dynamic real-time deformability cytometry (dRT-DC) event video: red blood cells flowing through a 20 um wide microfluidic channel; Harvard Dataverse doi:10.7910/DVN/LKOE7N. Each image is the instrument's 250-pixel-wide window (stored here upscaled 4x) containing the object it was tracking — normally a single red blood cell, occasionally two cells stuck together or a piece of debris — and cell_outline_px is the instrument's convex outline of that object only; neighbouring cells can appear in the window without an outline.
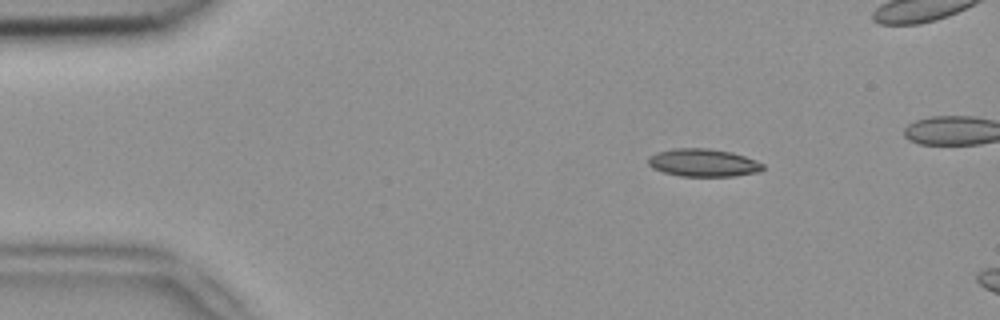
{"species": "common noctule bat (a hibernating species)", "species_latin": "Nyctalus noctula", "temperature_condition": "room temperature", "stored_images_in_passage": 4, "camera_frame_rate_fps": 3000, "um_per_image_px": 0.085, "animal": {"sex": "female", "body_mass_g": 18.4}, "frame": {"image": 1, "passage_image": 2, "time_ms": 0.333, "image_size_px": [1000, 320], "cell_outline_px": [[764, 168], [760, 172], [736, 176], [680, 176], [664, 172], [652, 168], [648, 164], [648, 156], [656, 152], [672, 148], [708, 148], [732, 152], [756, 160], [764, 164]], "centroid_in_image_um": [59.77, 13.83], "position_along_channel_um": 25.2, "area_um2": 18.79}}